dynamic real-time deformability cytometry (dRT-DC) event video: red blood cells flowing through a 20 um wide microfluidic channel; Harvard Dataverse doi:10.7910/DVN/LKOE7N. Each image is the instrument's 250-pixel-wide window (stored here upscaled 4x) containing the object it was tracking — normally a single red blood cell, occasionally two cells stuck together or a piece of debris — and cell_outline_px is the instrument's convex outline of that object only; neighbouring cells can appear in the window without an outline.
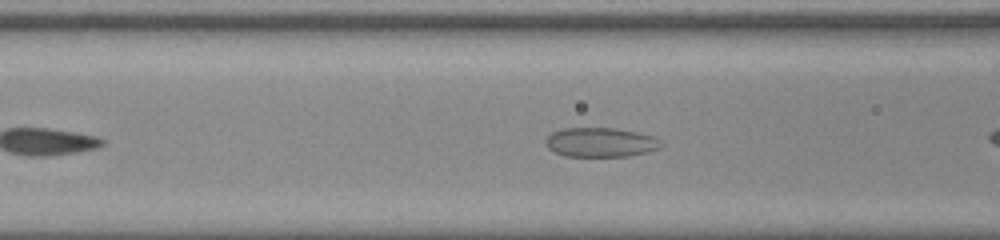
{"species": "common noctule bat (a hibernating species)", "species_latin": "Nyctalus noctula", "temperature_condition": "room temperature", "stored_images_in_passage": 26, "camera_frame_rate_fps": 3000, "um_per_image_px": 0.085, "animal": {"sex": "male", "body_mass_g": 20.0, "forearm_length_mm": 53.3}, "frame": {"image": 1, "passage_image": 4, "time_ms": 1.0, "image_size_px": [1000, 240], "cell_outline_px": [[664, 144], [660, 148], [628, 156], [564, 156], [548, 148], [544, 140], [552, 132], [564, 128], [616, 128], [636, 132], [652, 136]], "centroid_in_image_um": [51.02, 12.09], "position_along_channel_um": 115.6, "area_um2": 19.59}}
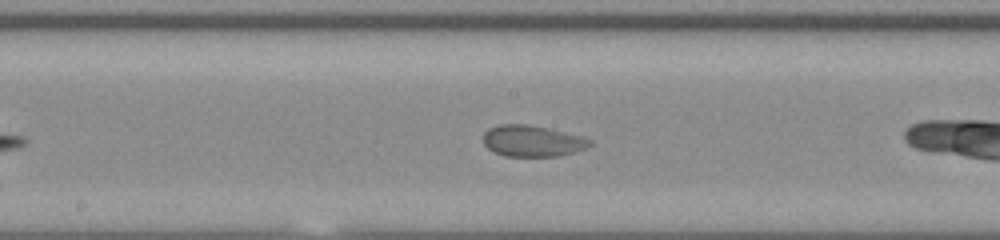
{"frame": {"image": 2, "passage_image": 11, "time_ms": 3.333, "image_size_px": [1000, 240], "cell_outline_px": [[592, 144], [584, 148], [560, 156], [504, 156], [492, 152], [484, 144], [484, 132], [488, 128], [496, 124], [528, 124], [548, 128], [580, 136], [592, 140]], "centroid_in_image_um": [45.19, 11.97], "position_along_channel_um": 203.0, "area_um2": 19.42}}
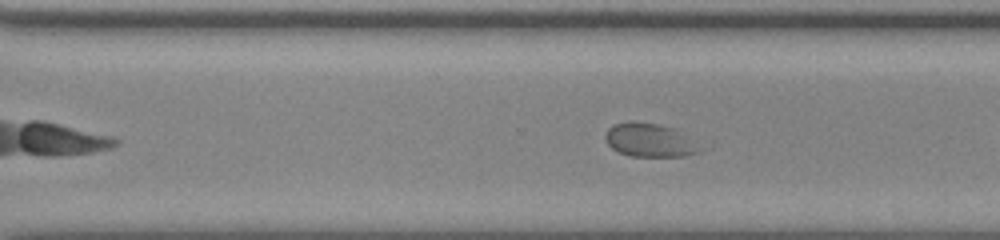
{"frame": {"image": 3, "passage_image": 20, "time_ms": 6.333, "image_size_px": [1000, 240], "cell_outline_px": [[700, 152], [684, 156], [632, 156], [616, 152], [608, 144], [604, 136], [608, 128], [612, 124], [628, 120], [636, 120], [660, 124], [672, 128], [696, 148]], "centroid_in_image_um": [55.02, 11.89], "position_along_channel_um": 315.6, "area_um2": 17.98}}